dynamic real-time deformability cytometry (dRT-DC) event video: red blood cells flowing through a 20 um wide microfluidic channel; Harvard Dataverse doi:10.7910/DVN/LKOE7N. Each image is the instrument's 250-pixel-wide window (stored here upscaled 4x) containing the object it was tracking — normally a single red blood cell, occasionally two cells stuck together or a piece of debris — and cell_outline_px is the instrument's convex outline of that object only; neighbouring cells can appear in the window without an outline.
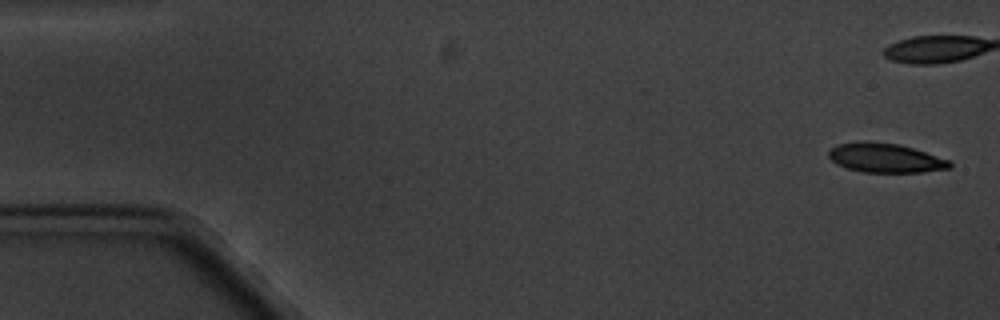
{"species": "common noctule bat (a hibernating species)", "species_latin": "Nyctalus noctula", "temperature_condition": "cold", "stored_images_in_passage": 7, "camera_frame_rate_fps": 3000, "um_per_image_px": 0.085, "animal": {"sex": "male", "body_mass_g": 20.1, "forearm_length_mm": 53.5}, "frame": {"image": 1, "passage_image": 1, "time_ms": 0.0, "image_size_px": [1000, 320], "cell_outline_px": [[952, 168], [924, 172], [864, 172], [848, 168], [836, 164], [828, 156], [828, 152], [836, 144], [900, 144], [952, 160]], "centroid_in_image_um": [75.36, 13.47], "position_along_channel_um": 9.6, "area_um2": 20.0}}